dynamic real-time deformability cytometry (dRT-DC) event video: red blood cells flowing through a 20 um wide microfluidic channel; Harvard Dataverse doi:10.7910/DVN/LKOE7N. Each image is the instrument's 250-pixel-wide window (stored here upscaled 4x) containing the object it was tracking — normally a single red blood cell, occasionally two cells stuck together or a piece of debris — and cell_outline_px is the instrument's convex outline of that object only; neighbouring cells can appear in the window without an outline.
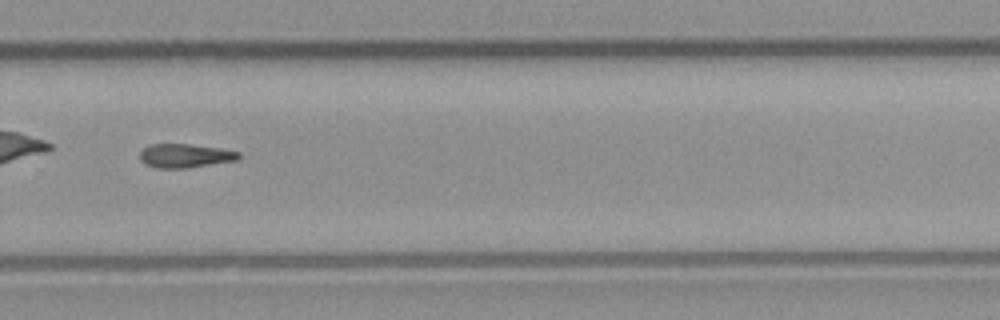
{"species": "common noctule bat (a hibernating species)", "species_latin": "Nyctalus noctula", "temperature_condition": "room temperature", "stored_images_in_passage": 41, "camera_frame_rate_fps": 3000, "um_per_image_px": 0.085, "animal": {"sex": "male", "body_mass_g": 23.1, "forearm_length_mm": 52.7}, "frame": {"image": 1, "passage_image": 30, "time_ms": 9.667, "image_size_px": [1000, 320], "cell_outline_px": [[240, 156], [236, 160], [188, 168], [160, 168], [144, 164], [140, 160], [140, 152], [144, 148], [152, 144], [188, 144], [220, 148], [240, 152]], "centroid_in_image_um": [15.72, 13.24], "position_along_channel_um": 314.1, "area_um2": 13.64}}